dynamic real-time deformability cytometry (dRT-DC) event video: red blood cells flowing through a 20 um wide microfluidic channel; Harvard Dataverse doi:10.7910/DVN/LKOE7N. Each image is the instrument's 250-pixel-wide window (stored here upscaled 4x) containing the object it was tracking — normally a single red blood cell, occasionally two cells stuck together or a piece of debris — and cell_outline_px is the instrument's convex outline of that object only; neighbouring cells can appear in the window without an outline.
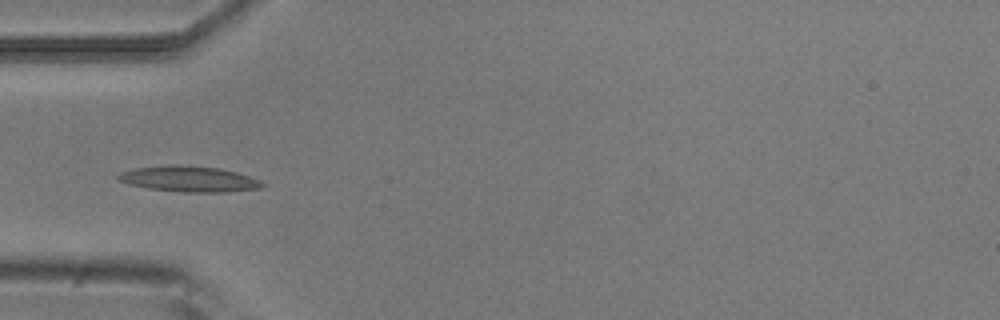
{"species": "common noctule bat (a hibernating species)", "species_latin": "Nyctalus noctula", "temperature_condition": "room temperature", "stored_images_in_passage": 4, "camera_frame_rate_fps": 3000, "um_per_image_px": 0.085, "animal": {"sex": "male", "body_mass_g": 20.5, "forearm_length_mm": 52.5}, "frame": {"image": 1, "passage_image": 4, "time_ms": 1.0, "image_size_px": [1000, 320], "cell_outline_px": [[268, 184], [264, 188], [224, 192], [180, 192], [148, 188], [128, 184], [120, 180], [116, 176], [120, 172], [136, 168], [168, 164], [180, 164], [220, 168], [236, 172], [260, 180]], "centroid_in_image_um": [16.11, 15.21], "position_along_channel_um": 68.9, "area_um2": 21.85}}